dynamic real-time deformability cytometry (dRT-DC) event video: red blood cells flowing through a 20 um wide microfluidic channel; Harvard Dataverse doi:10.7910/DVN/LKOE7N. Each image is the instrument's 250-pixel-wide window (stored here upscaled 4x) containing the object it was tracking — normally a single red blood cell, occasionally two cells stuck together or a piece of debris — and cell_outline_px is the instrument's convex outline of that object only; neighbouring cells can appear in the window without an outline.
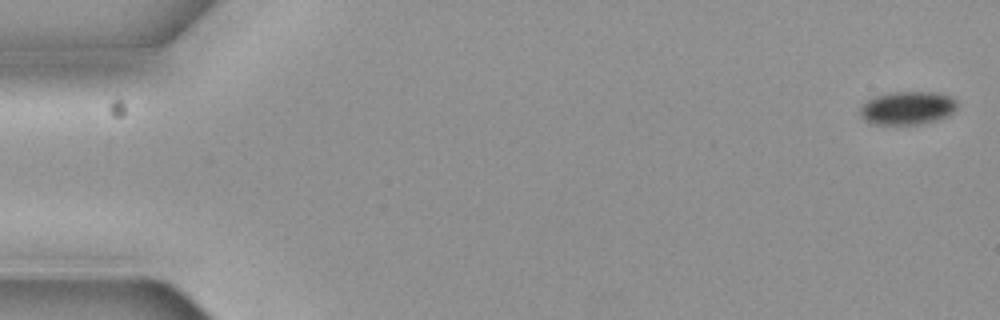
{"species": "common noctule bat (a hibernating species)", "species_latin": "Nyctalus noctula", "temperature_condition": "cold", "stored_images_in_passage": 6, "segment_of_instrument_passage": [1, 2], "camera_frame_rate_fps": 3000, "um_per_image_px": 0.085, "animal": {"sex": "female", "body_mass_g": 19.3, "forearm_length_mm": 54.1}, "frame": {"image": 1, "passage_image": 1, "time_ms": 0.0, "image_size_px": [1000, 320], "cell_outline_px": [[956, 108], [948, 116], [936, 120], [920, 124], [876, 124], [864, 120], [860, 116], [860, 108], [868, 100], [876, 96], [892, 92], [932, 92], [948, 96], [956, 100]], "centroid_in_image_um": [77.12, 9.18], "position_along_channel_um": 7.9, "area_um2": 18.55}}
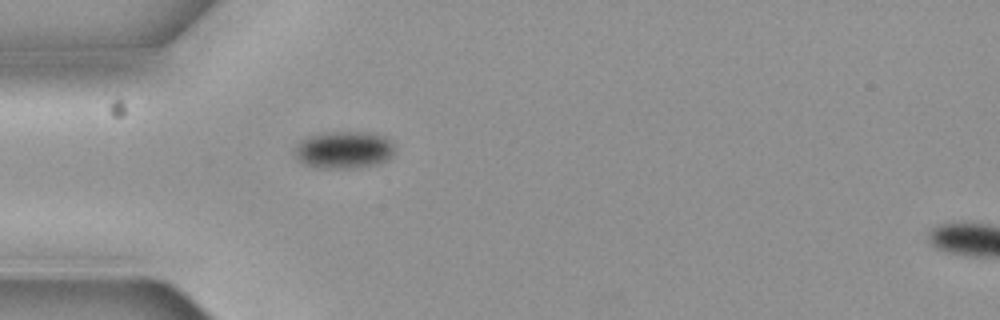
{"frame": {"image": 2, "passage_image": 5, "time_ms": 1.333, "image_size_px": [1000, 320], "cell_outline_px": [[396, 152], [388, 160], [380, 164], [356, 168], [320, 168], [304, 164], [296, 156], [296, 148], [300, 140], [308, 136], [328, 132], [376, 132], [384, 136], [392, 144]], "centroid_in_image_um": [29.29, 12.74], "position_along_channel_um": 55.7, "area_um2": 21.91}}